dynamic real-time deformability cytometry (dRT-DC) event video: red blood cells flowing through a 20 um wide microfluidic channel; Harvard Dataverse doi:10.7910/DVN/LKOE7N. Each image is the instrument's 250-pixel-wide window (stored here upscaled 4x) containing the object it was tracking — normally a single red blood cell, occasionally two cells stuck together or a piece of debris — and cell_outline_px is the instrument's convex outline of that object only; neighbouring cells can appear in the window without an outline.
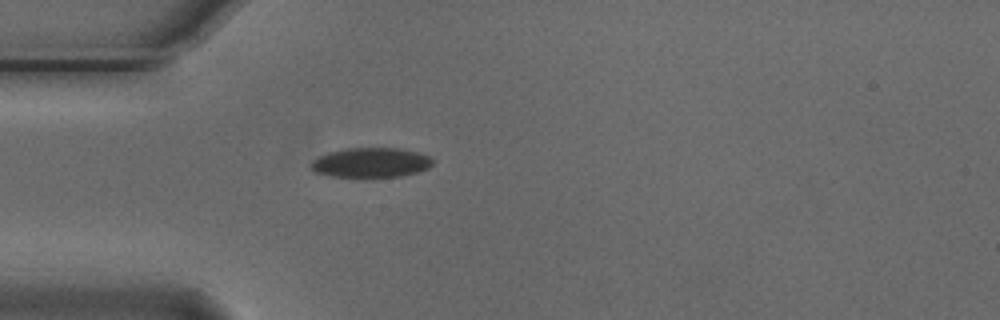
{"species": "Egyptian fruit bat (a non-hibernating species)", "species_latin": "Rousettus aegyptiacus", "temperature_condition": "cold", "stored_images_in_passage": 4, "camera_frame_rate_fps": 3000, "um_per_image_px": 0.085, "animal": {"sex": "male"}, "frame": {"image": 1, "passage_image": 4, "time_ms": 1.0, "image_size_px": [1000, 320], "cell_outline_px": [[432, 164], [428, 168], [416, 172], [400, 176], [332, 176], [316, 172], [312, 168], [312, 160], [328, 152], [344, 148], [396, 148], [416, 152], [428, 156], [432, 160]], "centroid_in_image_um": [31.51, 13.8], "position_along_channel_um": 53.5, "area_um2": 20.58}}